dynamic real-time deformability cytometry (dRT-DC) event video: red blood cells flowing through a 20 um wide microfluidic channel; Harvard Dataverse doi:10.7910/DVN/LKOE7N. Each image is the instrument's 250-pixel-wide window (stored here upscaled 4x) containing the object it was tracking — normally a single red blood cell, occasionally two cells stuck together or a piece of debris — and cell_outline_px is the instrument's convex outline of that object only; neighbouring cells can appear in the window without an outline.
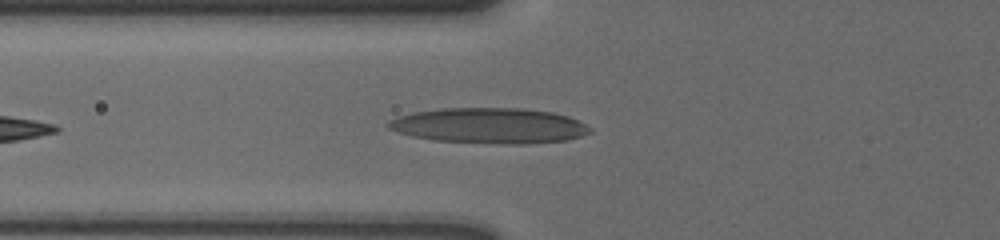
{"species": "human", "species_latin": "Homo sapiens", "temperature_condition": "cold", "stored_images_in_passage": 18, "camera_frame_rate_fps": 3000, "um_per_image_px": 0.085, "donor": {"sex": "male"}, "frame": {"image": 1, "passage_image": 11, "time_ms": 3.333, "image_size_px": [1000, 240], "cell_outline_px": [[592, 132], [580, 136], [564, 140], [524, 144], [500, 144], [432, 140], [412, 136], [388, 128], [384, 124], [388, 120], [396, 116], [412, 112], [444, 108], [520, 108], [552, 112], [568, 116], [592, 128]], "centroid_in_image_um": [41.55, 10.68], "position_along_channel_um": 84.3, "area_um2": 41.79}}
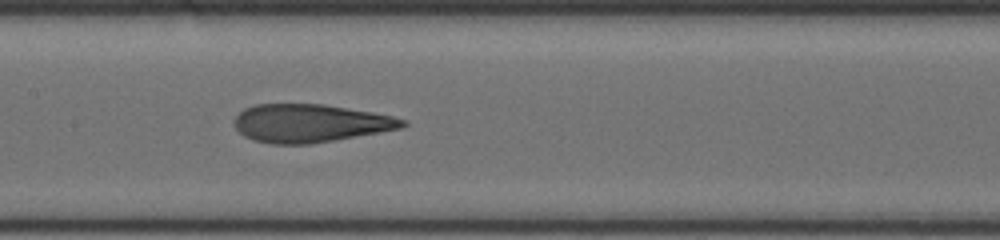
{"frame": {"image": 2, "passage_image": 14, "time_ms": 4.333, "image_size_px": [1000, 240], "cell_outline_px": [[408, 124], [400, 128], [380, 132], [312, 144], [272, 144], [252, 140], [244, 136], [236, 128], [232, 120], [244, 108], [256, 104], [324, 104], [372, 112], [392, 116], [408, 120]], "centroid_in_image_um": [26.34, 10.47], "position_along_channel_um": 181.1, "area_um2": 37.45}}
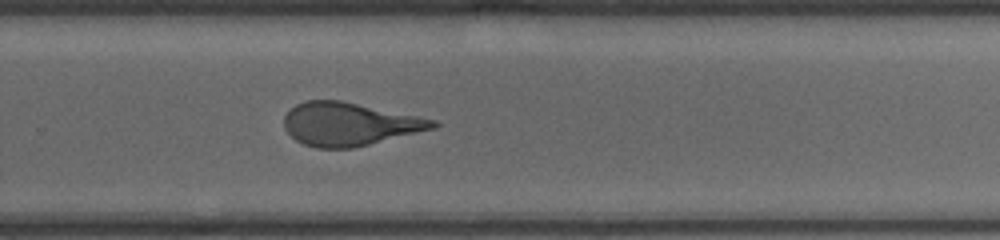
{"frame": {"image": 3, "passage_image": 18, "time_ms": 5.667, "image_size_px": [1000, 240], "cell_outline_px": [[440, 124], [436, 128], [352, 148], [316, 148], [304, 144], [296, 140], [284, 128], [284, 116], [296, 104], [304, 100], [340, 100], [436, 120]], "centroid_in_image_um": [29.68, 10.55], "position_along_channel_um": 300.1, "area_um2": 37.11}}